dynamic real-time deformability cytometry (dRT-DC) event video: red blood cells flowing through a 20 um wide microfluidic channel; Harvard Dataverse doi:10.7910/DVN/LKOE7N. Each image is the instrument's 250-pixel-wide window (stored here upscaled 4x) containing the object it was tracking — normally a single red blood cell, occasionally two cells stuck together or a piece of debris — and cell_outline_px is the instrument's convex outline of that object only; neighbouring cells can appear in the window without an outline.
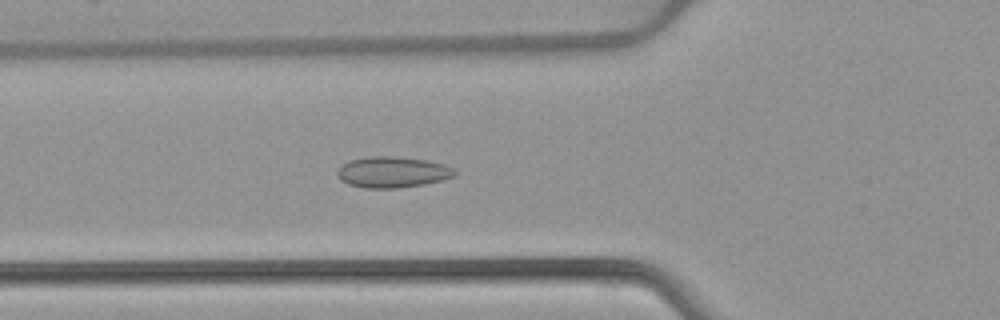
{"species": "common noctule bat (a hibernating species)", "species_latin": "Nyctalus noctula", "temperature_condition": "warm", "stored_images_in_passage": 45, "camera_frame_rate_fps": 3000, "um_per_image_px": 0.085, "animal": {"sex": "female", "body_mass_g": 22.7, "forearm_length_mm": 54.2}, "frame": {"image": 1, "passage_image": 12, "time_ms": 3.667, "image_size_px": [1000, 320], "cell_outline_px": [[456, 176], [424, 184], [396, 188], [364, 188], [348, 184], [340, 180], [336, 172], [340, 164], [348, 160], [368, 156], [396, 156], [428, 160], [444, 164], [456, 168]], "centroid_in_image_um": [33.34, 14.61], "position_along_channel_um": 92.5, "area_um2": 21.56}}
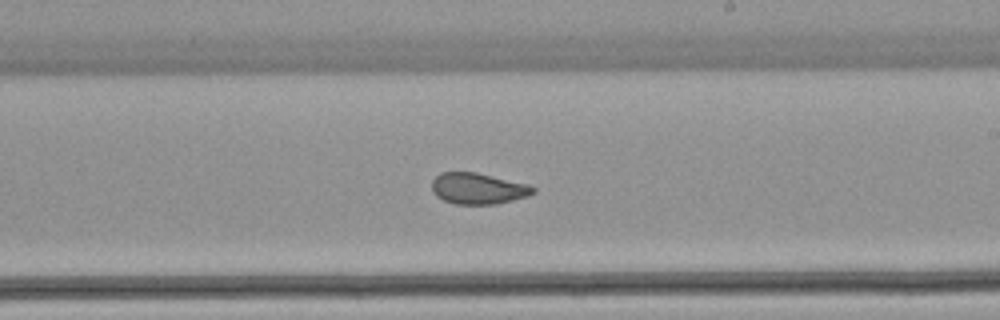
{"frame": {"image": 2, "passage_image": 24, "time_ms": 7.667, "image_size_px": [1000, 320], "cell_outline_px": [[536, 192], [528, 196], [496, 204], [456, 204], [444, 200], [436, 196], [432, 192], [432, 180], [440, 172], [476, 172], [528, 184], [536, 188]], "centroid_in_image_um": [40.63, 16.02], "position_along_channel_um": 248.4, "area_um2": 18.44}}
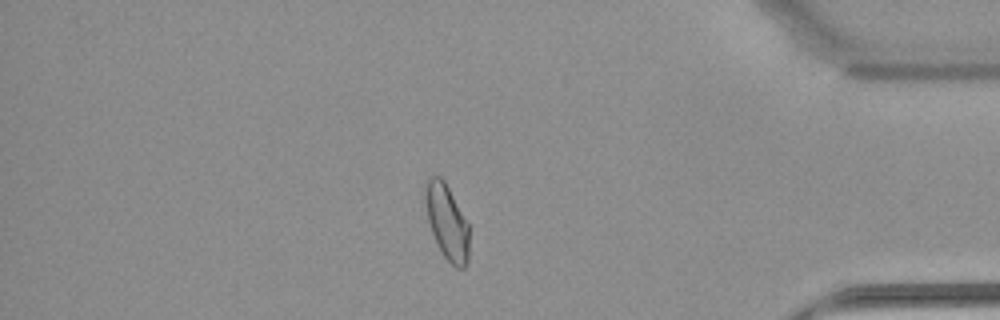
{"frame": {"image": 3, "passage_image": 38, "time_ms": 12.333, "image_size_px": [1000, 320], "cell_outline_px": [[468, 260], [464, 268], [456, 268], [444, 256], [432, 232], [428, 220], [424, 200], [424, 192], [428, 180], [432, 176], [440, 176], [444, 180], [468, 224]], "centroid_in_image_um": [37.98, 18.86], "position_along_channel_um": 397.2, "area_um2": 18.73}, "authors_computed_cell_mechanics": {"area_um2": 19.7098, "velocity_mm_per_s": 3.8896, "shape_relaxation_time_tau1_ms": null, "shape_relaxation_time_tau2_ms": 0.9936, "deformation_change_tau1": null, "deformation_change_tau2": 0.0563}}